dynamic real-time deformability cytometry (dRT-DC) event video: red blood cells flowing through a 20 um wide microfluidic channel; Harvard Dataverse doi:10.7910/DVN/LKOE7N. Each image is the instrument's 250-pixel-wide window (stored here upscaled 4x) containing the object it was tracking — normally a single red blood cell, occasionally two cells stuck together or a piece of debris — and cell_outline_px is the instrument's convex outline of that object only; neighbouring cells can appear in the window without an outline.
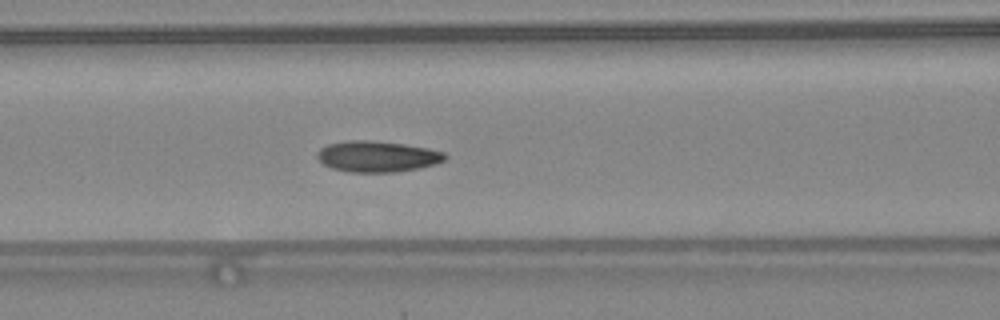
{"species": "common noctule bat (a hibernating species)", "species_latin": "Nyctalus noctula", "temperature_condition": "warm", "stored_images_in_passage": 48, "camera_frame_rate_fps": 3000, "um_per_image_px": 0.085, "animal": {"sex": "female", "body_mass_g": 24.6, "forearm_length_mm": 56.2}, "frame": {"image": 1, "passage_image": 21, "time_ms": 6.667, "image_size_px": [1000, 320], "cell_outline_px": [[448, 156], [444, 160], [436, 164], [420, 168], [396, 172], [348, 172], [332, 168], [324, 164], [316, 156], [316, 152], [320, 148], [328, 144], [344, 140], [372, 140], [404, 144], [428, 148], [444, 152]], "centroid_in_image_um": [32.07, 13.29], "position_along_channel_um": 134.5, "area_um2": 23.29}, "authors_computed_cell_mechanics": {"area_um2": 22.1952, "velocity_mm_per_s": 4.3457, "shape_relaxation_time_tau1_ms": 3.9965, "shape_relaxation_time_tau2_ms": 2.3623, "deformation_change_tau1": 0.1366, "deformation_change_tau2": 0.0913}}